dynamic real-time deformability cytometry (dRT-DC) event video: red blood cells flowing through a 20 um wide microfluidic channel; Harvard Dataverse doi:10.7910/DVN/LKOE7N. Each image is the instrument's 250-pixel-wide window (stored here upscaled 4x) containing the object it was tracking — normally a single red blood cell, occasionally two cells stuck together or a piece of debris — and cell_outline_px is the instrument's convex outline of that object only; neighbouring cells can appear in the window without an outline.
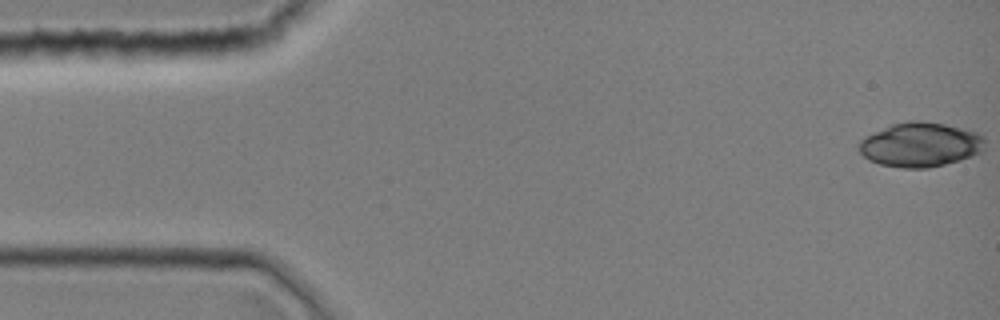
{"species": "common noctule bat (a hibernating species)", "species_latin": "Nyctalus noctula", "temperature_condition": "room temperature", "stored_images_in_passage": 43, "camera_frame_rate_fps": 3000, "um_per_image_px": 0.085, "animal": {"sex": "female", "body_mass_g": 19.0, "forearm_length_mm": 51.5}, "frame": {"image": 1, "passage_image": 1, "time_ms": 0.0, "image_size_px": [1000, 320], "cell_outline_px": [[984, 140], [980, 152], [972, 156], [960, 160], [928, 168], [900, 168], [880, 164], [868, 160], [860, 152], [860, 140], [892, 124], [908, 120], [920, 120], [944, 124], [976, 132], [984, 136]], "centroid_in_image_um": [78.23, 12.3], "position_along_channel_um": 6.8, "area_um2": 32.25}}